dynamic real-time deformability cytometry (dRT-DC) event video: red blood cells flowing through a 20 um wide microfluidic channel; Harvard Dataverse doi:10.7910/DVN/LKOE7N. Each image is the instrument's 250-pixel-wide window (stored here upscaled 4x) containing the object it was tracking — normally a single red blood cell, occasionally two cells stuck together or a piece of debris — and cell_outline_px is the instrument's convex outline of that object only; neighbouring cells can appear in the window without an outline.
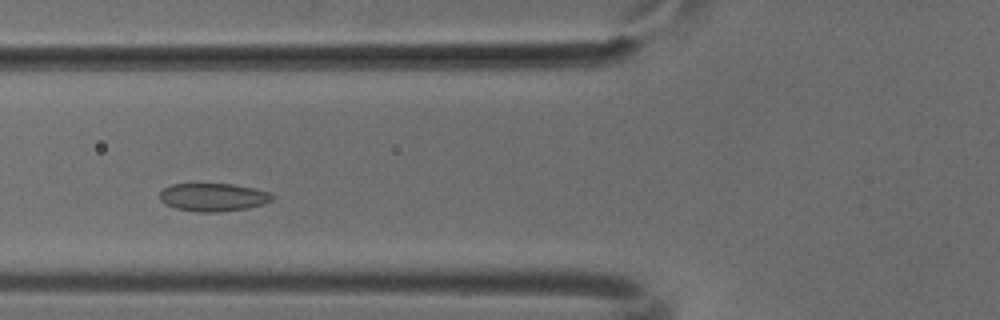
{"species": "common noctule bat (a hibernating species)", "species_latin": "Nyctalus noctula", "temperature_condition": "cold", "stored_images_in_passage": 43, "camera_frame_rate_fps": 3000, "um_per_image_px": 0.085, "animal": {"sex": "male", "body_mass_g": 18.8}, "frame": {"image": 1, "passage_image": 11, "time_ms": 3.333, "image_size_px": [1000, 320], "cell_outline_px": [[272, 200], [248, 208], [216, 212], [196, 212], [176, 208], [164, 204], [160, 200], [160, 192], [164, 188], [172, 184], [232, 184], [272, 192]], "centroid_in_image_um": [18.09, 16.76], "position_along_channel_um": 107.7, "area_um2": 18.26}}
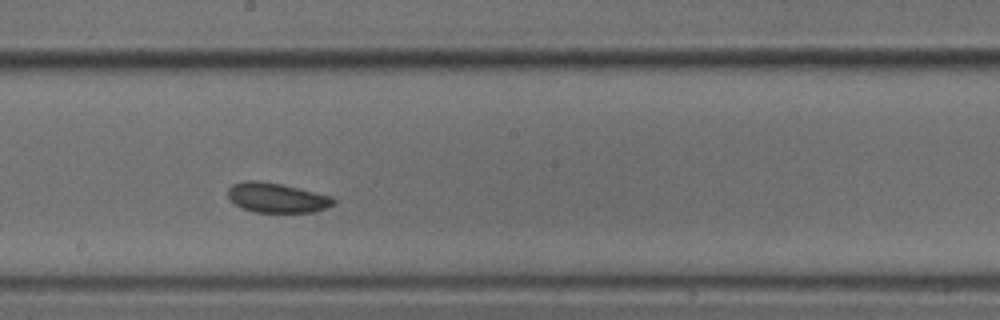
{"frame": {"image": 2, "passage_image": 20, "time_ms": 6.333, "image_size_px": [1000, 320], "cell_outline_px": [[336, 200], [328, 208], [312, 212], [256, 212], [244, 208], [236, 204], [228, 196], [228, 188], [232, 184], [244, 180], [256, 180], [280, 184], [332, 196]], "centroid_in_image_um": [23.53, 16.8], "position_along_channel_um": 224.7, "area_um2": 18.09}}
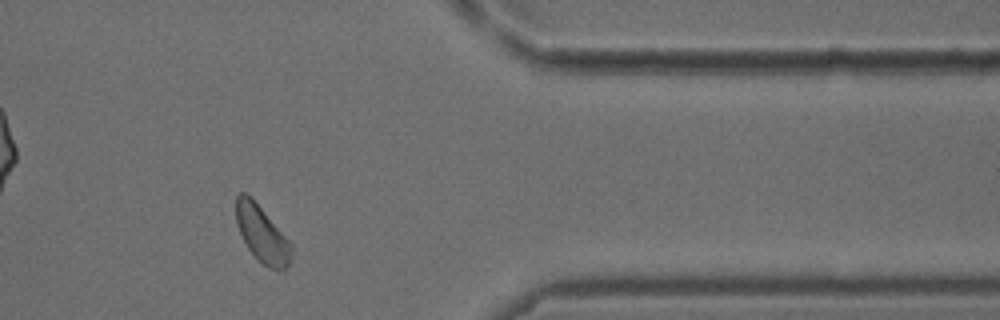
{"frame": {"image": 3, "passage_image": 34, "time_ms": 11.0, "image_size_px": [1000, 320], "cell_outline_px": [[292, 252], [288, 268], [268, 268], [248, 248], [236, 224], [236, 196], [240, 192], [244, 192], [260, 208], [292, 244]], "centroid_in_image_um": [22.27, 19.91], "position_along_channel_um": 389.1, "area_um2": 17.46}}